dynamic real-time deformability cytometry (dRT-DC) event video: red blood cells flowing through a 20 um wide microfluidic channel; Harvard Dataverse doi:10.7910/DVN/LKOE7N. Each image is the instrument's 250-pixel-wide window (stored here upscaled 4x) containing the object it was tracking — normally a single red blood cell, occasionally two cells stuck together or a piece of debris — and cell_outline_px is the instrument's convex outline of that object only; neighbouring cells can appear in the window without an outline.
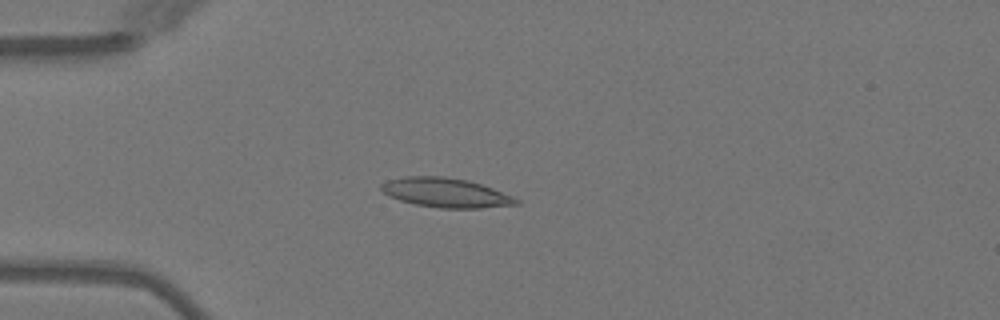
{"species": "Egyptian fruit bat (a non-hibernating species)", "species_latin": "Rousettus aegyptiacus", "temperature_condition": "warm", "stored_images_in_passage": 1, "camera_frame_rate_fps": 3000, "um_per_image_px": 0.085, "animal": {"sex": "female"}, "frame": {"image": 1, "passage_image": 1, "time_ms": 0.0, "image_size_px": [1000, 320], "cell_outline_px": [[520, 204], [480, 208], [440, 208], [416, 204], [400, 200], [388, 196], [380, 188], [380, 184], [388, 180], [404, 176], [444, 176], [468, 180], [492, 188], [512, 196], [520, 200]], "centroid_in_image_um": [37.88, 16.37], "position_along_channel_um": 47.1, "area_um2": 23.06}}